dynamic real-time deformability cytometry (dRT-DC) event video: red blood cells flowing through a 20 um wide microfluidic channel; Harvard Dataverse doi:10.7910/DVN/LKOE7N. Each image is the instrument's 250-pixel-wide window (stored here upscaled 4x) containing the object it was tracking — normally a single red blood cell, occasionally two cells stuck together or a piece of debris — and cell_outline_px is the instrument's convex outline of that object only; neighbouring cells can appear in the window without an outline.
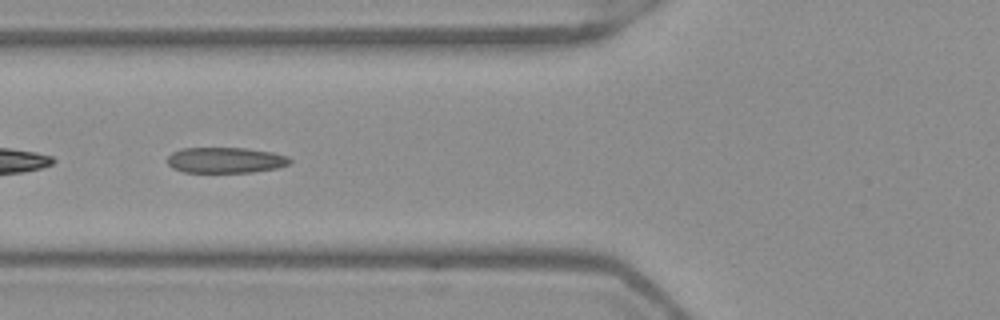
{"species": "Egyptian fruit bat (a non-hibernating species)", "species_latin": "Rousettus aegyptiacus", "temperature_condition": "warm", "stored_images_in_passage": 52, "camera_frame_rate_fps": 3000, "um_per_image_px": 0.085, "frame": {"image": 1, "passage_image": 20, "time_ms": 6.333, "image_size_px": [1000, 320], "cell_outline_px": [[292, 160], [288, 164], [276, 168], [252, 172], [184, 172], [172, 168], [168, 164], [168, 156], [172, 152], [180, 148], [244, 148], [272, 152], [288, 156]], "centroid_in_image_um": [19.15, 13.61], "position_along_channel_um": 106.7, "area_um2": 18.32}}
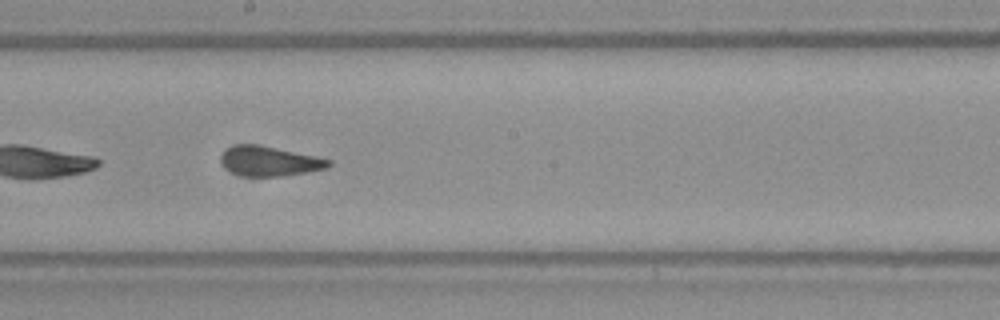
{"frame": {"image": 2, "passage_image": 29, "time_ms": 9.333, "image_size_px": [1000, 320], "cell_outline_px": [[332, 164], [328, 168], [284, 176], [240, 176], [224, 168], [220, 160], [220, 156], [228, 148], [236, 144], [260, 144], [316, 156], [332, 160]], "centroid_in_image_um": [22.91, 13.69], "position_along_channel_um": 225.3, "area_um2": 18.9}}
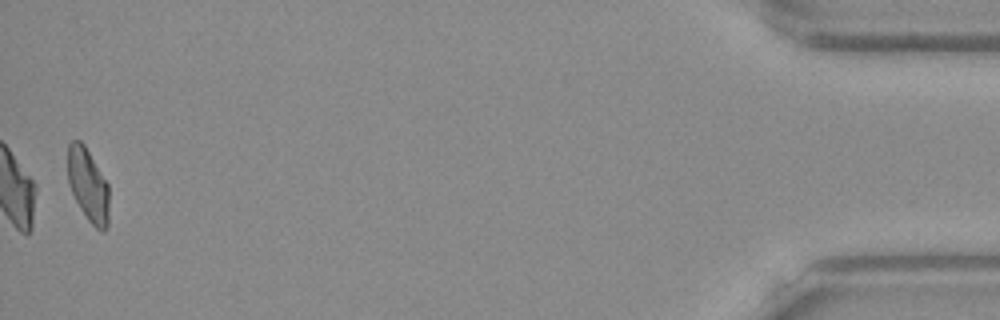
{"frame": {"image": 3, "passage_image": 51, "time_ms": 16.667, "image_size_px": [1000, 320], "cell_outline_px": [[108, 228], [104, 232], [100, 232], [88, 220], [80, 208], [68, 184], [68, 144], [72, 140], [80, 140], [84, 144], [108, 184]], "centroid_in_image_um": [7.49, 15.75], "position_along_channel_um": 427.7, "area_um2": 17.57}, "authors_computed_cell_mechanics": {"area_um2": 18.6694, "velocity_mm_per_s": 3.9371, "shape_relaxation_time_tau1_ms": 8.7801, "shape_relaxation_time_tau2_ms": 1.7027, "deformation_change_tau1": 0.2491, "deformation_change_tau2": 0.0929}}